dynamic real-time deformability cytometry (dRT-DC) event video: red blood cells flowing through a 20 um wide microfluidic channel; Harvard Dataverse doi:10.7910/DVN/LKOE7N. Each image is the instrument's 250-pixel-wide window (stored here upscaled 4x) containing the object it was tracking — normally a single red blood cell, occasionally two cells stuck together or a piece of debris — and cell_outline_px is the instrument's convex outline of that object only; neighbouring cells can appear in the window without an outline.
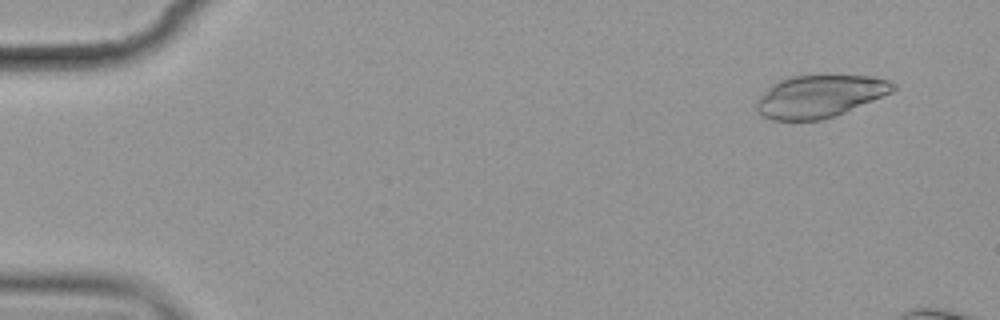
{"species": "common noctule bat (a hibernating species)", "species_latin": "Nyctalus noctula", "temperature_condition": "cold", "stored_images_in_passage": 5, "camera_frame_rate_fps": 3000, "um_per_image_px": 0.085, "animal": {"sex": "female", "body_mass_g": 19.9}, "frame": {"image": 1, "passage_image": 2, "time_ms": 1.0, "image_size_px": [1000, 320], "cell_outline_px": [[896, 88], [892, 92], [844, 112], [820, 120], [772, 120], [756, 112], [756, 100], [772, 84], [780, 80], [792, 76], [872, 76], [888, 80], [896, 84]], "centroid_in_image_um": [69.65, 8.18], "position_along_channel_um": 15.4, "area_um2": 33.29}}